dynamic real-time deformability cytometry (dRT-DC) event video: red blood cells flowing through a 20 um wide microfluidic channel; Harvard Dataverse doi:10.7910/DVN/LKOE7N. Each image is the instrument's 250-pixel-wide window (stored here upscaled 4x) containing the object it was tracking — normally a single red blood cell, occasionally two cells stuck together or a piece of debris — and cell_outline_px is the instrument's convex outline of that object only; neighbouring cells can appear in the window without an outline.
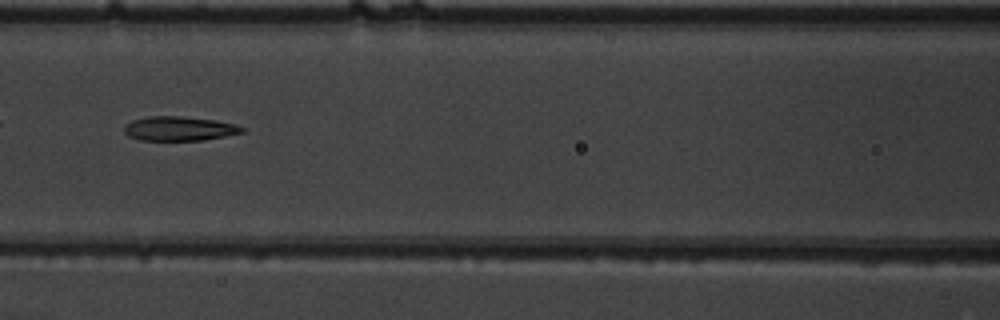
{"species": "common noctule bat (a hibernating species)", "species_latin": "Nyctalus noctula", "temperature_condition": "warm", "stored_images_in_passage": 52, "camera_frame_rate_fps": 3000, "um_per_image_px": 0.085, "animal": {"sex": "male", "body_mass_g": 19.5, "forearm_length_mm": 54.6}, "frame": {"image": 1, "passage_image": 24, "time_ms": 7.667, "image_size_px": [1000, 320], "cell_outline_px": [[248, 128], [244, 132], [224, 136], [200, 140], [140, 140], [128, 136], [124, 132], [124, 128], [132, 120], [148, 116], [180, 116], [216, 120], [236, 124]], "centroid_in_image_um": [15.27, 10.92], "position_along_channel_um": 151.3, "area_um2": 16.7}}
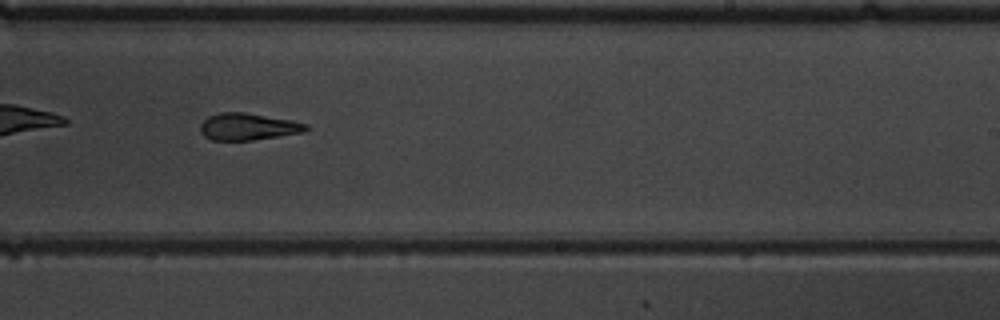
{"frame": {"image": 2, "passage_image": 33, "time_ms": 10.667, "image_size_px": [1000, 320], "cell_outline_px": [[308, 128], [304, 132], [252, 140], [212, 140], [204, 136], [200, 132], [200, 124], [208, 116], [220, 112], [244, 112], [292, 120], [308, 124]], "centroid_in_image_um": [21.06, 10.76], "position_along_channel_um": 267.9, "area_um2": 16.59}}
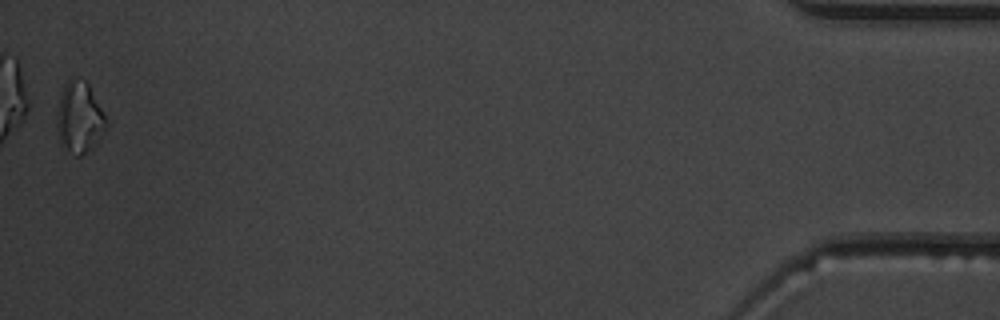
{"frame": {"image": 3, "passage_image": 52, "time_ms": 17.0, "image_size_px": [1000, 320], "cell_outline_px": [[108, 128], [96, 144], [92, 148], [80, 156], [76, 156], [60, 144], [56, 124], [56, 112], [60, 92], [64, 84], [72, 76], [76, 76], [88, 80], [108, 120]], "centroid_in_image_um": [6.77, 9.93], "position_along_channel_um": 428.4, "area_um2": 21.39}, "authors_computed_cell_mechanics": {"area_um2": 17.3689, "velocity_mm_per_s": 3.8998, "shape_relaxation_time_tau1_ms": 4.3154, "shape_relaxation_time_tau2_ms": 2.7453, "deformation_change_tau1": 0.177, "deformation_change_tau2": 0.134}}